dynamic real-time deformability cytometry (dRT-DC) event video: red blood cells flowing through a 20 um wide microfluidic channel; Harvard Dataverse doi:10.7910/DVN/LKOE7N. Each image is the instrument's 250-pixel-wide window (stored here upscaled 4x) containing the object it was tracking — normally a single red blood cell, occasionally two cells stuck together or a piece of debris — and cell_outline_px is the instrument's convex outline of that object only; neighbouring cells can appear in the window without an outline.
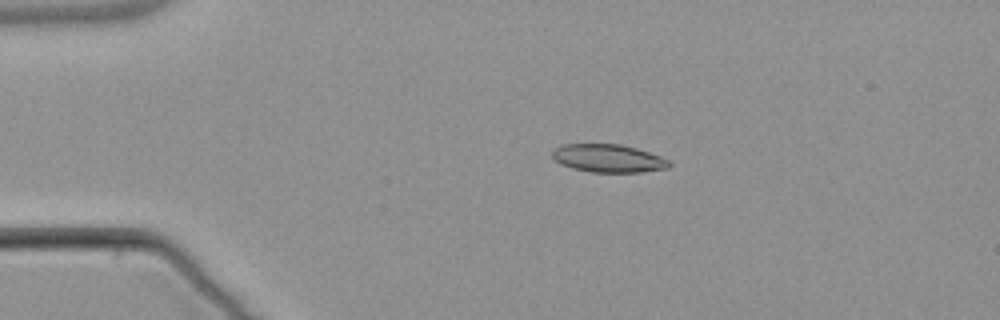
{"species": "common noctule bat (a hibernating species)", "species_latin": "Nyctalus noctula", "temperature_condition": "warm", "stored_images_in_passage": 6, "camera_frame_rate_fps": 3000, "um_per_image_px": 0.085, "animal": {"sex": "male", "body_mass_g": 21.5, "forearm_length_mm": 52.0}, "frame": {"image": 1, "passage_image": 4, "time_ms": 3.667, "image_size_px": [1000, 320], "cell_outline_px": [[672, 164], [668, 168], [640, 172], [592, 172], [572, 168], [560, 164], [552, 156], [552, 148], [564, 144], [620, 144], [636, 148], [660, 156], [668, 160]], "centroid_in_image_um": [51.68, 13.45], "position_along_channel_um": 33.3, "area_um2": 19.07}}
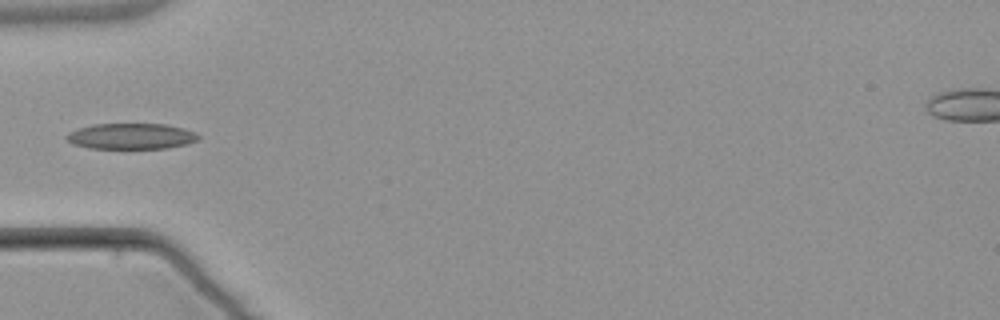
{"frame": {"image": 2, "passage_image": 6, "time_ms": 6.0, "image_size_px": [1000, 320], "cell_outline_px": [[200, 136], [196, 140], [188, 144], [164, 148], [88, 148], [72, 144], [64, 136], [68, 132], [92, 124], [168, 124], [184, 128]], "centroid_in_image_um": [11.12, 11.57], "position_along_channel_um": 73.9, "area_um2": 19.77}}